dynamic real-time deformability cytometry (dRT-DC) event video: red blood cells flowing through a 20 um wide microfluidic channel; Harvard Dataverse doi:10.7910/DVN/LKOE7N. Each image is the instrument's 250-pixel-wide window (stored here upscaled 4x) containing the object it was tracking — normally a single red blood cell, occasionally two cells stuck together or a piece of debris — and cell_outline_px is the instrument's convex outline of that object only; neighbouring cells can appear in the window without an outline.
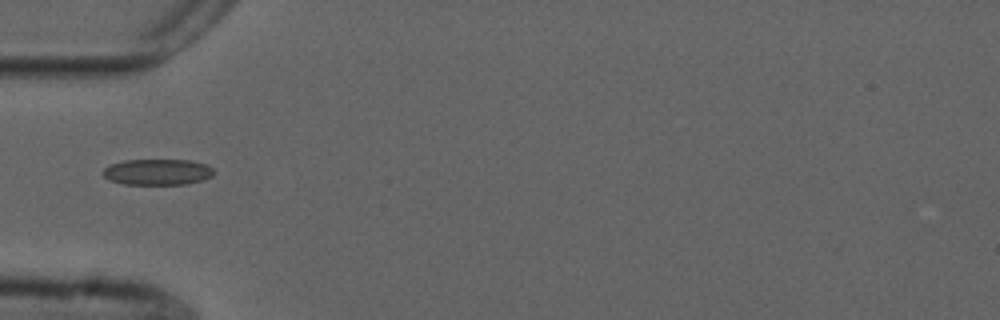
{"species": "common noctule bat (a hibernating species)", "species_latin": "Nyctalus noctula", "temperature_condition": "cold", "stored_images_in_passage": 31, "camera_frame_rate_fps": 3000, "um_per_image_px": 0.085, "animal": {"sex": "male", "forearm_length_mm": 52.5}, "frame": {"image": 1, "passage_image": 1, "time_ms": 0.0, "image_size_px": [1000, 320], "cell_outline_px": [[216, 172], [212, 176], [204, 180], [184, 184], [124, 184], [108, 180], [100, 172], [108, 164], [124, 160], [188, 160], [204, 164], [212, 168]], "centroid_in_image_um": [13.34, 14.62], "position_along_channel_um": 71.7, "area_um2": 16.94}}
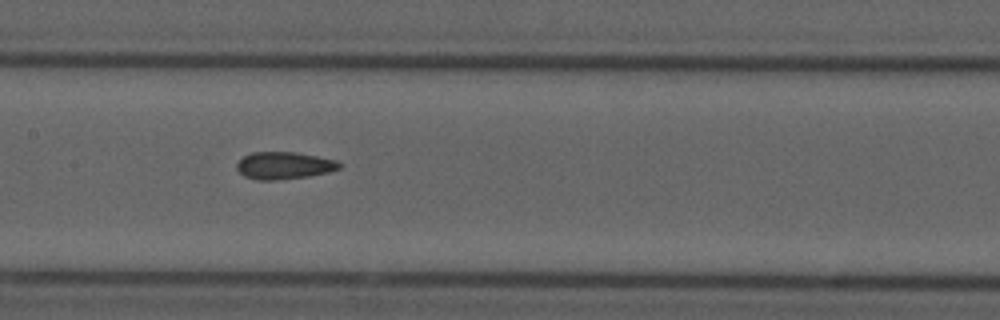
{"frame": {"image": 2, "passage_image": 10, "time_ms": 3.0, "image_size_px": [1000, 320], "cell_outline_px": [[344, 164], [340, 168], [328, 172], [308, 176], [276, 180], [260, 180], [244, 176], [236, 168], [236, 164], [244, 156], [252, 152], [296, 152], [336, 160]], "centroid_in_image_um": [24.16, 14.06], "position_along_channel_um": 183.2, "area_um2": 16.24}}
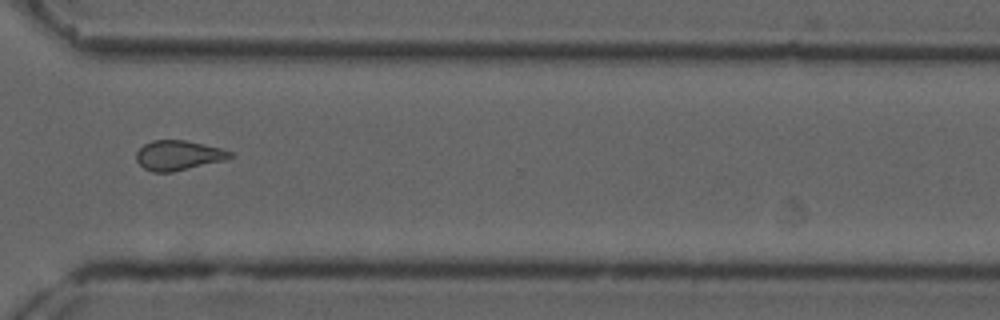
{"frame": {"image": 3, "passage_image": 24, "time_ms": 7.667, "image_size_px": [1000, 320], "cell_outline_px": [[232, 156], [224, 160], [172, 172], [152, 172], [144, 168], [136, 160], [136, 152], [144, 144], [152, 140], [184, 140], [220, 148], [232, 152]], "centroid_in_image_um": [15.12, 13.2], "position_along_channel_um": 355.5, "area_um2": 16.07}, "authors_computed_cell_mechanics": {"area_um2": 16.184, "velocity_mm_per_s": 3.704, "shape_relaxation_time_tau1_ms": null, "shape_relaxation_time_tau2_ms": 2.5954, "deformation_change_tau1": null, "deformation_change_tau2": 0.1001}}